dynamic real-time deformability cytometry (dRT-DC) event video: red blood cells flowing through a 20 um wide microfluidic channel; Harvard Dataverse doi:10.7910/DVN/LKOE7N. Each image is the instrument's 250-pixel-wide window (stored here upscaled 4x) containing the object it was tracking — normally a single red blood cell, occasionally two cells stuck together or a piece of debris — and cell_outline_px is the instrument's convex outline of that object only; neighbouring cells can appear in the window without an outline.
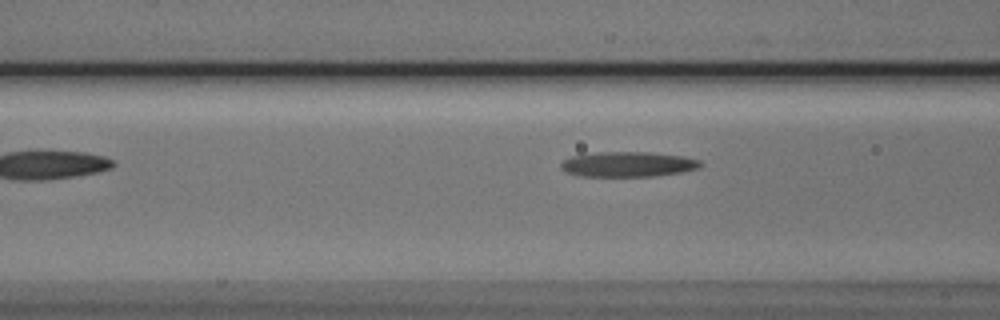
{"species": "Egyptian fruit bat (a non-hibernating species)", "species_latin": "Rousettus aegyptiacus", "temperature_condition": "cold", "stored_images_in_passage": 7, "segment_of_instrument_passage": [2, 2], "camera_frame_rate_fps": 3000, "um_per_image_px": 0.085, "animal": {"sex": "male"}, "frame": {"image": 1, "passage_image": 7, "time_ms": 7.0, "image_size_px": [1000, 320], "cell_outline_px": [[704, 164], [700, 168], [680, 172], [656, 176], [580, 176], [568, 172], [560, 168], [560, 164], [564, 160], [572, 156], [596, 152], [648, 152], [684, 156], [700, 160]], "centroid_in_image_um": [53.41, 13.96], "position_along_channel_um": 113.2, "area_um2": 20.46}}